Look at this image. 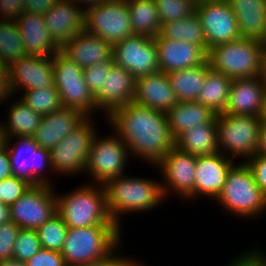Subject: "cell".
<instances>
[{
    "mask_svg": "<svg viewBox=\"0 0 266 266\" xmlns=\"http://www.w3.org/2000/svg\"><path fill=\"white\" fill-rule=\"evenodd\" d=\"M129 153L155 166L174 146L167 113L130 102L115 108L107 117Z\"/></svg>",
    "mask_w": 266,
    "mask_h": 266,
    "instance_id": "obj_1",
    "label": "cell"
},
{
    "mask_svg": "<svg viewBox=\"0 0 266 266\" xmlns=\"http://www.w3.org/2000/svg\"><path fill=\"white\" fill-rule=\"evenodd\" d=\"M160 182L149 178L127 176L126 173L107 180L102 186L110 218L121 228L119 219L127 212H145L156 208L165 200Z\"/></svg>",
    "mask_w": 266,
    "mask_h": 266,
    "instance_id": "obj_2",
    "label": "cell"
},
{
    "mask_svg": "<svg viewBox=\"0 0 266 266\" xmlns=\"http://www.w3.org/2000/svg\"><path fill=\"white\" fill-rule=\"evenodd\" d=\"M56 201L57 213L68 228L118 226L108 214L102 185L89 183L63 195L56 193Z\"/></svg>",
    "mask_w": 266,
    "mask_h": 266,
    "instance_id": "obj_3",
    "label": "cell"
},
{
    "mask_svg": "<svg viewBox=\"0 0 266 266\" xmlns=\"http://www.w3.org/2000/svg\"><path fill=\"white\" fill-rule=\"evenodd\" d=\"M119 226L68 228L61 254L67 266H81L101 260L121 244Z\"/></svg>",
    "mask_w": 266,
    "mask_h": 266,
    "instance_id": "obj_4",
    "label": "cell"
},
{
    "mask_svg": "<svg viewBox=\"0 0 266 266\" xmlns=\"http://www.w3.org/2000/svg\"><path fill=\"white\" fill-rule=\"evenodd\" d=\"M219 206L244 218H256L266 213V196L256 184L250 167L238 163L228 172L226 182L215 199Z\"/></svg>",
    "mask_w": 266,
    "mask_h": 266,
    "instance_id": "obj_5",
    "label": "cell"
},
{
    "mask_svg": "<svg viewBox=\"0 0 266 266\" xmlns=\"http://www.w3.org/2000/svg\"><path fill=\"white\" fill-rule=\"evenodd\" d=\"M262 41L240 38L209 49L207 59L211 69L231 79L260 75L263 54Z\"/></svg>",
    "mask_w": 266,
    "mask_h": 266,
    "instance_id": "obj_6",
    "label": "cell"
},
{
    "mask_svg": "<svg viewBox=\"0 0 266 266\" xmlns=\"http://www.w3.org/2000/svg\"><path fill=\"white\" fill-rule=\"evenodd\" d=\"M262 119V116L216 114L219 152L233 160L246 158L242 161L247 162L257 154Z\"/></svg>",
    "mask_w": 266,
    "mask_h": 266,
    "instance_id": "obj_7",
    "label": "cell"
},
{
    "mask_svg": "<svg viewBox=\"0 0 266 266\" xmlns=\"http://www.w3.org/2000/svg\"><path fill=\"white\" fill-rule=\"evenodd\" d=\"M84 31L112 45L134 35L127 0H100L85 7Z\"/></svg>",
    "mask_w": 266,
    "mask_h": 266,
    "instance_id": "obj_8",
    "label": "cell"
},
{
    "mask_svg": "<svg viewBox=\"0 0 266 266\" xmlns=\"http://www.w3.org/2000/svg\"><path fill=\"white\" fill-rule=\"evenodd\" d=\"M52 60L54 86L59 91L62 106L80 110L88 117L93 116L98 108L85 82L83 69L60 50Z\"/></svg>",
    "mask_w": 266,
    "mask_h": 266,
    "instance_id": "obj_9",
    "label": "cell"
},
{
    "mask_svg": "<svg viewBox=\"0 0 266 266\" xmlns=\"http://www.w3.org/2000/svg\"><path fill=\"white\" fill-rule=\"evenodd\" d=\"M97 129L92 117H87L78 127L50 150L52 173L67 176L84 173L91 145Z\"/></svg>",
    "mask_w": 266,
    "mask_h": 266,
    "instance_id": "obj_10",
    "label": "cell"
},
{
    "mask_svg": "<svg viewBox=\"0 0 266 266\" xmlns=\"http://www.w3.org/2000/svg\"><path fill=\"white\" fill-rule=\"evenodd\" d=\"M129 155L128 146L115 132L106 138L99 137L97 133L89 151L85 173H89L94 180L92 182L103 185L107 180L125 175Z\"/></svg>",
    "mask_w": 266,
    "mask_h": 266,
    "instance_id": "obj_11",
    "label": "cell"
},
{
    "mask_svg": "<svg viewBox=\"0 0 266 266\" xmlns=\"http://www.w3.org/2000/svg\"><path fill=\"white\" fill-rule=\"evenodd\" d=\"M12 140H17L12 144L14 146L10 143ZM5 145L14 176L25 179L32 185H52L50 179L48 180V176L46 178L43 171L47 167L50 171H53L50 150L39 147L33 137L6 138Z\"/></svg>",
    "mask_w": 266,
    "mask_h": 266,
    "instance_id": "obj_12",
    "label": "cell"
},
{
    "mask_svg": "<svg viewBox=\"0 0 266 266\" xmlns=\"http://www.w3.org/2000/svg\"><path fill=\"white\" fill-rule=\"evenodd\" d=\"M9 208L11 221L20 229L37 230L57 213L56 192L52 185H32Z\"/></svg>",
    "mask_w": 266,
    "mask_h": 266,
    "instance_id": "obj_13",
    "label": "cell"
},
{
    "mask_svg": "<svg viewBox=\"0 0 266 266\" xmlns=\"http://www.w3.org/2000/svg\"><path fill=\"white\" fill-rule=\"evenodd\" d=\"M197 156L181 151L174 146L154 167L160 170L164 179L161 183L166 200L169 193L195 200V172ZM169 195V196H168Z\"/></svg>",
    "mask_w": 266,
    "mask_h": 266,
    "instance_id": "obj_14",
    "label": "cell"
},
{
    "mask_svg": "<svg viewBox=\"0 0 266 266\" xmlns=\"http://www.w3.org/2000/svg\"><path fill=\"white\" fill-rule=\"evenodd\" d=\"M208 49L241 38L238 21L227 0H201L195 5Z\"/></svg>",
    "mask_w": 266,
    "mask_h": 266,
    "instance_id": "obj_15",
    "label": "cell"
},
{
    "mask_svg": "<svg viewBox=\"0 0 266 266\" xmlns=\"http://www.w3.org/2000/svg\"><path fill=\"white\" fill-rule=\"evenodd\" d=\"M114 64L129 71L135 79L159 71L155 39L134 34L113 45Z\"/></svg>",
    "mask_w": 266,
    "mask_h": 266,
    "instance_id": "obj_16",
    "label": "cell"
},
{
    "mask_svg": "<svg viewBox=\"0 0 266 266\" xmlns=\"http://www.w3.org/2000/svg\"><path fill=\"white\" fill-rule=\"evenodd\" d=\"M43 18L49 35L59 47L85 29V7L70 0H59Z\"/></svg>",
    "mask_w": 266,
    "mask_h": 266,
    "instance_id": "obj_17",
    "label": "cell"
},
{
    "mask_svg": "<svg viewBox=\"0 0 266 266\" xmlns=\"http://www.w3.org/2000/svg\"><path fill=\"white\" fill-rule=\"evenodd\" d=\"M154 39L158 50L159 71L164 73L199 66L207 60L208 54L196 44L164 38L161 34Z\"/></svg>",
    "mask_w": 266,
    "mask_h": 266,
    "instance_id": "obj_18",
    "label": "cell"
},
{
    "mask_svg": "<svg viewBox=\"0 0 266 266\" xmlns=\"http://www.w3.org/2000/svg\"><path fill=\"white\" fill-rule=\"evenodd\" d=\"M9 73L14 93H17L19 89L43 90L54 85L52 58L26 55L9 66Z\"/></svg>",
    "mask_w": 266,
    "mask_h": 266,
    "instance_id": "obj_19",
    "label": "cell"
},
{
    "mask_svg": "<svg viewBox=\"0 0 266 266\" xmlns=\"http://www.w3.org/2000/svg\"><path fill=\"white\" fill-rule=\"evenodd\" d=\"M265 102L266 89L260 76L233 79L223 113L263 116Z\"/></svg>",
    "mask_w": 266,
    "mask_h": 266,
    "instance_id": "obj_20",
    "label": "cell"
},
{
    "mask_svg": "<svg viewBox=\"0 0 266 266\" xmlns=\"http://www.w3.org/2000/svg\"><path fill=\"white\" fill-rule=\"evenodd\" d=\"M234 160L218 152L213 155L197 156L195 172V199L206 196L215 200L225 182Z\"/></svg>",
    "mask_w": 266,
    "mask_h": 266,
    "instance_id": "obj_21",
    "label": "cell"
},
{
    "mask_svg": "<svg viewBox=\"0 0 266 266\" xmlns=\"http://www.w3.org/2000/svg\"><path fill=\"white\" fill-rule=\"evenodd\" d=\"M135 96V78L117 65L106 75L99 91L94 95L96 107L108 116L115 108L133 101Z\"/></svg>",
    "mask_w": 266,
    "mask_h": 266,
    "instance_id": "obj_22",
    "label": "cell"
},
{
    "mask_svg": "<svg viewBox=\"0 0 266 266\" xmlns=\"http://www.w3.org/2000/svg\"><path fill=\"white\" fill-rule=\"evenodd\" d=\"M133 102L167 113L178 100L167 73L158 71L135 79Z\"/></svg>",
    "mask_w": 266,
    "mask_h": 266,
    "instance_id": "obj_23",
    "label": "cell"
},
{
    "mask_svg": "<svg viewBox=\"0 0 266 266\" xmlns=\"http://www.w3.org/2000/svg\"><path fill=\"white\" fill-rule=\"evenodd\" d=\"M87 117L80 110L63 107L42 116L37 130L32 136L33 140L39 147L51 150Z\"/></svg>",
    "mask_w": 266,
    "mask_h": 266,
    "instance_id": "obj_24",
    "label": "cell"
},
{
    "mask_svg": "<svg viewBox=\"0 0 266 266\" xmlns=\"http://www.w3.org/2000/svg\"><path fill=\"white\" fill-rule=\"evenodd\" d=\"M14 21L22 37L26 55L52 58L60 50L49 35L43 15L24 12Z\"/></svg>",
    "mask_w": 266,
    "mask_h": 266,
    "instance_id": "obj_25",
    "label": "cell"
},
{
    "mask_svg": "<svg viewBox=\"0 0 266 266\" xmlns=\"http://www.w3.org/2000/svg\"><path fill=\"white\" fill-rule=\"evenodd\" d=\"M60 51L82 69L112 58L113 45L85 31L65 42Z\"/></svg>",
    "mask_w": 266,
    "mask_h": 266,
    "instance_id": "obj_26",
    "label": "cell"
},
{
    "mask_svg": "<svg viewBox=\"0 0 266 266\" xmlns=\"http://www.w3.org/2000/svg\"><path fill=\"white\" fill-rule=\"evenodd\" d=\"M238 21L241 38L262 41L266 35V0H227Z\"/></svg>",
    "mask_w": 266,
    "mask_h": 266,
    "instance_id": "obj_27",
    "label": "cell"
},
{
    "mask_svg": "<svg viewBox=\"0 0 266 266\" xmlns=\"http://www.w3.org/2000/svg\"><path fill=\"white\" fill-rule=\"evenodd\" d=\"M175 146L194 156L213 155L219 152L216 116L208 123L194 126L175 139Z\"/></svg>",
    "mask_w": 266,
    "mask_h": 266,
    "instance_id": "obj_28",
    "label": "cell"
},
{
    "mask_svg": "<svg viewBox=\"0 0 266 266\" xmlns=\"http://www.w3.org/2000/svg\"><path fill=\"white\" fill-rule=\"evenodd\" d=\"M215 116L210 108L197 101L178 102L167 112L169 129L174 139L194 126L210 122Z\"/></svg>",
    "mask_w": 266,
    "mask_h": 266,
    "instance_id": "obj_29",
    "label": "cell"
},
{
    "mask_svg": "<svg viewBox=\"0 0 266 266\" xmlns=\"http://www.w3.org/2000/svg\"><path fill=\"white\" fill-rule=\"evenodd\" d=\"M211 70L208 59L201 65L167 73L178 102L197 101L207 73Z\"/></svg>",
    "mask_w": 266,
    "mask_h": 266,
    "instance_id": "obj_30",
    "label": "cell"
},
{
    "mask_svg": "<svg viewBox=\"0 0 266 266\" xmlns=\"http://www.w3.org/2000/svg\"><path fill=\"white\" fill-rule=\"evenodd\" d=\"M10 105L6 124L1 122L6 138L32 137L41 122L42 116L22 100L17 99Z\"/></svg>",
    "mask_w": 266,
    "mask_h": 266,
    "instance_id": "obj_31",
    "label": "cell"
},
{
    "mask_svg": "<svg viewBox=\"0 0 266 266\" xmlns=\"http://www.w3.org/2000/svg\"><path fill=\"white\" fill-rule=\"evenodd\" d=\"M231 78L210 70L204 80L197 102L210 108L215 114L223 113L228 102Z\"/></svg>",
    "mask_w": 266,
    "mask_h": 266,
    "instance_id": "obj_32",
    "label": "cell"
},
{
    "mask_svg": "<svg viewBox=\"0 0 266 266\" xmlns=\"http://www.w3.org/2000/svg\"><path fill=\"white\" fill-rule=\"evenodd\" d=\"M134 34L154 38L160 34L161 21L154 0H127Z\"/></svg>",
    "mask_w": 266,
    "mask_h": 266,
    "instance_id": "obj_33",
    "label": "cell"
},
{
    "mask_svg": "<svg viewBox=\"0 0 266 266\" xmlns=\"http://www.w3.org/2000/svg\"><path fill=\"white\" fill-rule=\"evenodd\" d=\"M160 34L164 38L196 44L207 54L209 52L204 30L195 12L185 18L162 24Z\"/></svg>",
    "mask_w": 266,
    "mask_h": 266,
    "instance_id": "obj_34",
    "label": "cell"
},
{
    "mask_svg": "<svg viewBox=\"0 0 266 266\" xmlns=\"http://www.w3.org/2000/svg\"><path fill=\"white\" fill-rule=\"evenodd\" d=\"M26 56L22 37L13 19L0 21V65L10 66Z\"/></svg>",
    "mask_w": 266,
    "mask_h": 266,
    "instance_id": "obj_35",
    "label": "cell"
},
{
    "mask_svg": "<svg viewBox=\"0 0 266 266\" xmlns=\"http://www.w3.org/2000/svg\"><path fill=\"white\" fill-rule=\"evenodd\" d=\"M21 100L41 116L63 108L59 91L53 86L42 89L25 90Z\"/></svg>",
    "mask_w": 266,
    "mask_h": 266,
    "instance_id": "obj_36",
    "label": "cell"
},
{
    "mask_svg": "<svg viewBox=\"0 0 266 266\" xmlns=\"http://www.w3.org/2000/svg\"><path fill=\"white\" fill-rule=\"evenodd\" d=\"M36 231L43 249L61 253L68 226L58 213L43 223Z\"/></svg>",
    "mask_w": 266,
    "mask_h": 266,
    "instance_id": "obj_37",
    "label": "cell"
},
{
    "mask_svg": "<svg viewBox=\"0 0 266 266\" xmlns=\"http://www.w3.org/2000/svg\"><path fill=\"white\" fill-rule=\"evenodd\" d=\"M161 25L185 18L195 12L196 3L192 0H154Z\"/></svg>",
    "mask_w": 266,
    "mask_h": 266,
    "instance_id": "obj_38",
    "label": "cell"
},
{
    "mask_svg": "<svg viewBox=\"0 0 266 266\" xmlns=\"http://www.w3.org/2000/svg\"><path fill=\"white\" fill-rule=\"evenodd\" d=\"M42 249L36 230L20 229L13 249V258L26 262Z\"/></svg>",
    "mask_w": 266,
    "mask_h": 266,
    "instance_id": "obj_39",
    "label": "cell"
},
{
    "mask_svg": "<svg viewBox=\"0 0 266 266\" xmlns=\"http://www.w3.org/2000/svg\"><path fill=\"white\" fill-rule=\"evenodd\" d=\"M32 186L27 180L14 175L0 181V202L10 206Z\"/></svg>",
    "mask_w": 266,
    "mask_h": 266,
    "instance_id": "obj_40",
    "label": "cell"
},
{
    "mask_svg": "<svg viewBox=\"0 0 266 266\" xmlns=\"http://www.w3.org/2000/svg\"><path fill=\"white\" fill-rule=\"evenodd\" d=\"M114 65L113 57L111 59L93 64L83 68V75L89 91L93 96L99 91L106 75Z\"/></svg>",
    "mask_w": 266,
    "mask_h": 266,
    "instance_id": "obj_41",
    "label": "cell"
},
{
    "mask_svg": "<svg viewBox=\"0 0 266 266\" xmlns=\"http://www.w3.org/2000/svg\"><path fill=\"white\" fill-rule=\"evenodd\" d=\"M20 228L12 221L0 225V261L13 258V249Z\"/></svg>",
    "mask_w": 266,
    "mask_h": 266,
    "instance_id": "obj_42",
    "label": "cell"
},
{
    "mask_svg": "<svg viewBox=\"0 0 266 266\" xmlns=\"http://www.w3.org/2000/svg\"><path fill=\"white\" fill-rule=\"evenodd\" d=\"M27 266H67L60 252L40 249L28 261Z\"/></svg>",
    "mask_w": 266,
    "mask_h": 266,
    "instance_id": "obj_43",
    "label": "cell"
},
{
    "mask_svg": "<svg viewBox=\"0 0 266 266\" xmlns=\"http://www.w3.org/2000/svg\"><path fill=\"white\" fill-rule=\"evenodd\" d=\"M246 164L252 170L256 184L266 196V155L255 154Z\"/></svg>",
    "mask_w": 266,
    "mask_h": 266,
    "instance_id": "obj_44",
    "label": "cell"
},
{
    "mask_svg": "<svg viewBox=\"0 0 266 266\" xmlns=\"http://www.w3.org/2000/svg\"><path fill=\"white\" fill-rule=\"evenodd\" d=\"M261 249H251L247 250L249 252H245L242 255H237L236 258L228 263V266H266V257ZM226 265V266H227Z\"/></svg>",
    "mask_w": 266,
    "mask_h": 266,
    "instance_id": "obj_45",
    "label": "cell"
},
{
    "mask_svg": "<svg viewBox=\"0 0 266 266\" xmlns=\"http://www.w3.org/2000/svg\"><path fill=\"white\" fill-rule=\"evenodd\" d=\"M25 0H1V19H16L22 15Z\"/></svg>",
    "mask_w": 266,
    "mask_h": 266,
    "instance_id": "obj_46",
    "label": "cell"
},
{
    "mask_svg": "<svg viewBox=\"0 0 266 266\" xmlns=\"http://www.w3.org/2000/svg\"><path fill=\"white\" fill-rule=\"evenodd\" d=\"M14 95L10 82L9 67L0 65V104L6 102V100L8 101Z\"/></svg>",
    "mask_w": 266,
    "mask_h": 266,
    "instance_id": "obj_47",
    "label": "cell"
},
{
    "mask_svg": "<svg viewBox=\"0 0 266 266\" xmlns=\"http://www.w3.org/2000/svg\"><path fill=\"white\" fill-rule=\"evenodd\" d=\"M59 0H25L24 10L27 13L44 15Z\"/></svg>",
    "mask_w": 266,
    "mask_h": 266,
    "instance_id": "obj_48",
    "label": "cell"
},
{
    "mask_svg": "<svg viewBox=\"0 0 266 266\" xmlns=\"http://www.w3.org/2000/svg\"><path fill=\"white\" fill-rule=\"evenodd\" d=\"M117 250L119 249L116 248L112 253H110L107 257L101 260L94 261L91 264H85L81 266H121L122 262L126 259V257H120V254H116Z\"/></svg>",
    "mask_w": 266,
    "mask_h": 266,
    "instance_id": "obj_49",
    "label": "cell"
},
{
    "mask_svg": "<svg viewBox=\"0 0 266 266\" xmlns=\"http://www.w3.org/2000/svg\"><path fill=\"white\" fill-rule=\"evenodd\" d=\"M12 175L10 158L5 145L0 149V181Z\"/></svg>",
    "mask_w": 266,
    "mask_h": 266,
    "instance_id": "obj_50",
    "label": "cell"
},
{
    "mask_svg": "<svg viewBox=\"0 0 266 266\" xmlns=\"http://www.w3.org/2000/svg\"><path fill=\"white\" fill-rule=\"evenodd\" d=\"M258 155H266V119H262L259 143L257 148Z\"/></svg>",
    "mask_w": 266,
    "mask_h": 266,
    "instance_id": "obj_51",
    "label": "cell"
},
{
    "mask_svg": "<svg viewBox=\"0 0 266 266\" xmlns=\"http://www.w3.org/2000/svg\"><path fill=\"white\" fill-rule=\"evenodd\" d=\"M11 222L10 208L0 202V225Z\"/></svg>",
    "mask_w": 266,
    "mask_h": 266,
    "instance_id": "obj_52",
    "label": "cell"
},
{
    "mask_svg": "<svg viewBox=\"0 0 266 266\" xmlns=\"http://www.w3.org/2000/svg\"><path fill=\"white\" fill-rule=\"evenodd\" d=\"M260 79L263 82V85L266 89V51H263L261 58V67H260Z\"/></svg>",
    "mask_w": 266,
    "mask_h": 266,
    "instance_id": "obj_53",
    "label": "cell"
},
{
    "mask_svg": "<svg viewBox=\"0 0 266 266\" xmlns=\"http://www.w3.org/2000/svg\"><path fill=\"white\" fill-rule=\"evenodd\" d=\"M0 266H27L26 262L19 261L15 258L0 261Z\"/></svg>",
    "mask_w": 266,
    "mask_h": 266,
    "instance_id": "obj_54",
    "label": "cell"
},
{
    "mask_svg": "<svg viewBox=\"0 0 266 266\" xmlns=\"http://www.w3.org/2000/svg\"><path fill=\"white\" fill-rule=\"evenodd\" d=\"M121 266H144L142 263H138V261L132 260L130 257L126 258Z\"/></svg>",
    "mask_w": 266,
    "mask_h": 266,
    "instance_id": "obj_55",
    "label": "cell"
},
{
    "mask_svg": "<svg viewBox=\"0 0 266 266\" xmlns=\"http://www.w3.org/2000/svg\"><path fill=\"white\" fill-rule=\"evenodd\" d=\"M70 1H73L77 4H79L80 6H82V4L84 5V7L86 6H89V5H92L94 3H98L100 0H70Z\"/></svg>",
    "mask_w": 266,
    "mask_h": 266,
    "instance_id": "obj_56",
    "label": "cell"
},
{
    "mask_svg": "<svg viewBox=\"0 0 266 266\" xmlns=\"http://www.w3.org/2000/svg\"><path fill=\"white\" fill-rule=\"evenodd\" d=\"M5 142H6V136L0 122V149L5 146Z\"/></svg>",
    "mask_w": 266,
    "mask_h": 266,
    "instance_id": "obj_57",
    "label": "cell"
},
{
    "mask_svg": "<svg viewBox=\"0 0 266 266\" xmlns=\"http://www.w3.org/2000/svg\"><path fill=\"white\" fill-rule=\"evenodd\" d=\"M262 44H263V49L266 51V35L262 40Z\"/></svg>",
    "mask_w": 266,
    "mask_h": 266,
    "instance_id": "obj_58",
    "label": "cell"
},
{
    "mask_svg": "<svg viewBox=\"0 0 266 266\" xmlns=\"http://www.w3.org/2000/svg\"><path fill=\"white\" fill-rule=\"evenodd\" d=\"M262 117L266 119V102H265V111Z\"/></svg>",
    "mask_w": 266,
    "mask_h": 266,
    "instance_id": "obj_59",
    "label": "cell"
},
{
    "mask_svg": "<svg viewBox=\"0 0 266 266\" xmlns=\"http://www.w3.org/2000/svg\"><path fill=\"white\" fill-rule=\"evenodd\" d=\"M194 1L196 4L199 3L201 0H192Z\"/></svg>",
    "mask_w": 266,
    "mask_h": 266,
    "instance_id": "obj_60",
    "label": "cell"
},
{
    "mask_svg": "<svg viewBox=\"0 0 266 266\" xmlns=\"http://www.w3.org/2000/svg\"><path fill=\"white\" fill-rule=\"evenodd\" d=\"M0 3H1V0H0ZM0 17H1V6H0ZM2 19L0 18V21H1Z\"/></svg>",
    "mask_w": 266,
    "mask_h": 266,
    "instance_id": "obj_61",
    "label": "cell"
}]
</instances>
